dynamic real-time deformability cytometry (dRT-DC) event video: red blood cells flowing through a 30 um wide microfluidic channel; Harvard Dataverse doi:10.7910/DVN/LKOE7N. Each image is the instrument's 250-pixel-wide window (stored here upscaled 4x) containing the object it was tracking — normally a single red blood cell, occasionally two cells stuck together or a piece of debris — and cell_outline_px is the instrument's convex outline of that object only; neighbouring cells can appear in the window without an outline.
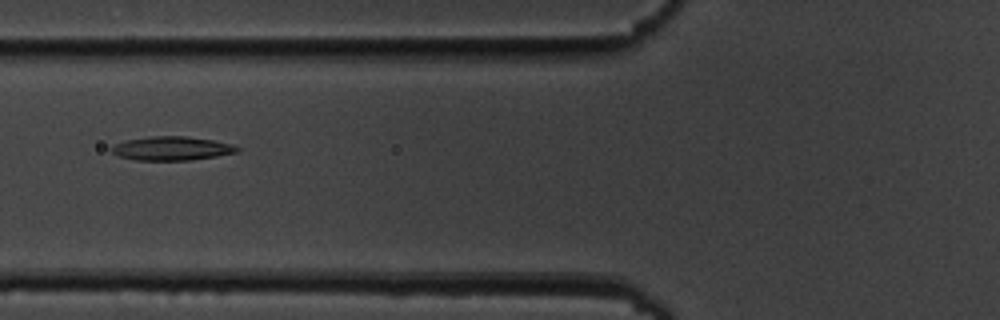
{"species": "common noctule bat (a hibernating species)", "species_latin": "Nyctalus noctula", "temperature_condition": "cold", "stored_images_in_passage": 23, "camera_frame_rate_fps": 3000, "um_per_image_px": 0.085, "animal": {"sex": "male", "body_mass_g": 19.5, "forearm_length_mm": 54.6}, "frame": {"image": 1, "passage_image": 4, "time_ms": 1.0, "image_size_px": [1000, 320], "cell_outline_px": [[240, 152], [192, 160], [136, 160], [120, 156], [112, 152], [108, 148], [116, 144], [128, 140], [152, 136], [188, 136], [212, 140], [232, 144], [240, 148]], "centroid_in_image_um": [14.64, 12.62], "position_along_channel_um": 111.2, "area_um2": 17.4}}